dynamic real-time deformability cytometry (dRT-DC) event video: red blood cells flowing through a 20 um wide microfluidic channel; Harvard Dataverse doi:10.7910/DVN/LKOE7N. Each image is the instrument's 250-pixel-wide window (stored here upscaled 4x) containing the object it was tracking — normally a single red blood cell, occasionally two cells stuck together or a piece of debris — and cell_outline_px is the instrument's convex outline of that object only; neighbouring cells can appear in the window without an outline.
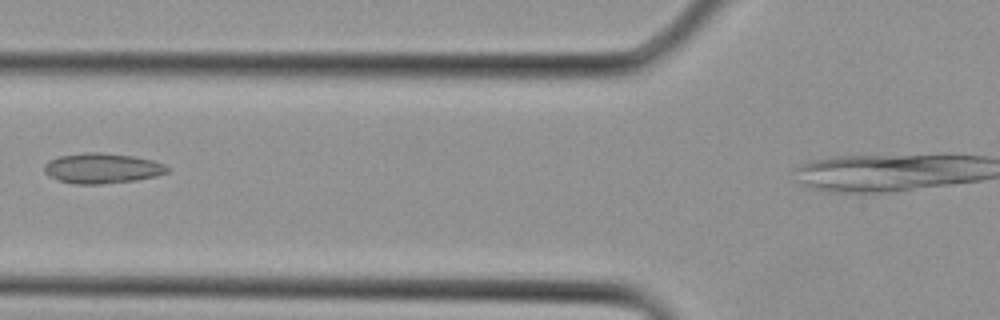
{"species": "Egyptian fruit bat (a non-hibernating species)", "species_latin": "Rousettus aegyptiacus", "temperature_condition": "cold", "stored_images_in_passage": 6, "camera_frame_rate_fps": 3000, "um_per_image_px": 0.085, "animal": {"sex": "female"}, "frame": {"image": 1, "passage_image": 3, "time_ms": 0.667, "image_size_px": [1000, 320], "cell_outline_px": [[168, 172], [156, 176], [136, 180], [100, 184], [76, 184], [60, 180], [48, 176], [44, 172], [44, 164], [48, 160], [60, 156], [88, 152], [100, 152], [132, 156], [152, 160], [164, 164], [168, 168]], "centroid_in_image_um": [8.66, 14.3], "position_along_channel_um": 117.1, "area_um2": 21.56}}
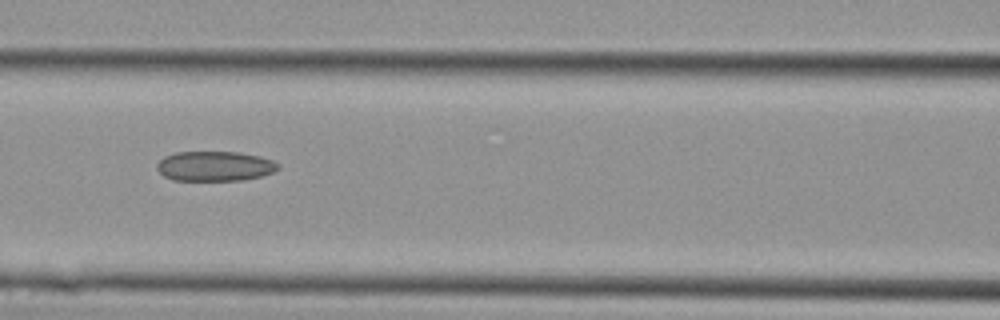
{"frame": {"image": 2, "passage_image": 6, "time_ms": 1.667, "image_size_px": [1000, 320], "cell_outline_px": [[280, 168], [272, 172], [260, 176], [240, 180], [172, 180], [164, 176], [156, 168], [156, 164], [164, 156], [176, 152], [240, 152], [260, 156], [272, 160], [280, 164]], "centroid_in_image_um": [18.25, 14.11], "position_along_channel_um": 148.4, "area_um2": 21.1}}